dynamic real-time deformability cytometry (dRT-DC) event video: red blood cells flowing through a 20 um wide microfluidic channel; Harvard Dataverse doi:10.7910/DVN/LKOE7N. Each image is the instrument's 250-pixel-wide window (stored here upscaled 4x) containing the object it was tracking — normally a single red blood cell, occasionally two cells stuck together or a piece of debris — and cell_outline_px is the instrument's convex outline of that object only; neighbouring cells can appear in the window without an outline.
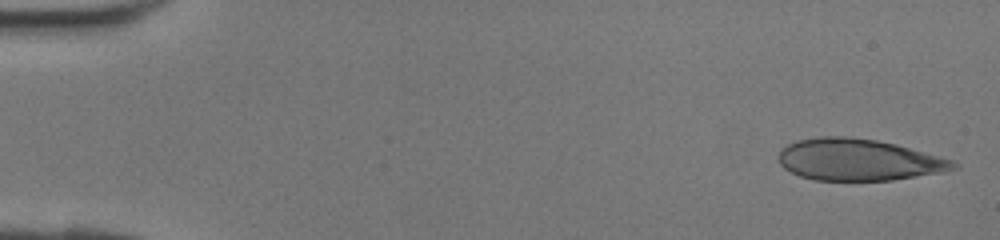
{"species": "human", "species_latin": "Homo sapiens", "temperature_condition": "room temperature", "stored_images_in_passage": 12, "camera_frame_rate_fps": 3000, "um_per_image_px": 0.085, "donor": {"sex": "female"}, "frame": {"image": 1, "passage_image": 1, "time_ms": 0.0, "image_size_px": [1000, 240], "cell_outline_px": [[960, 168], [944, 172], [892, 180], [816, 180], [800, 176], [784, 168], [780, 164], [776, 156], [788, 144], [796, 140], [820, 136], [848, 136], [876, 140], [896, 144], [952, 160], [960, 164]], "centroid_in_image_um": [72.98, 13.58], "position_along_channel_um": 12.0, "area_um2": 42.54}}
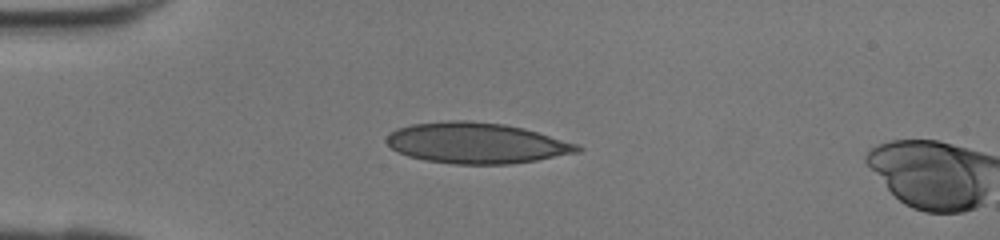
{"frame": {"image": 2, "passage_image": 10, "time_ms": 3.0, "image_size_px": [1000, 240], "cell_outline_px": [[584, 148], [580, 152], [536, 160], [512, 164], [452, 164], [424, 160], [408, 156], [396, 152], [384, 140], [396, 128], [412, 124], [448, 120], [468, 120], [504, 124], [524, 128], [580, 144]], "centroid_in_image_um": [40.51, 12.16], "position_along_channel_um": 44.5, "area_um2": 45.72}}